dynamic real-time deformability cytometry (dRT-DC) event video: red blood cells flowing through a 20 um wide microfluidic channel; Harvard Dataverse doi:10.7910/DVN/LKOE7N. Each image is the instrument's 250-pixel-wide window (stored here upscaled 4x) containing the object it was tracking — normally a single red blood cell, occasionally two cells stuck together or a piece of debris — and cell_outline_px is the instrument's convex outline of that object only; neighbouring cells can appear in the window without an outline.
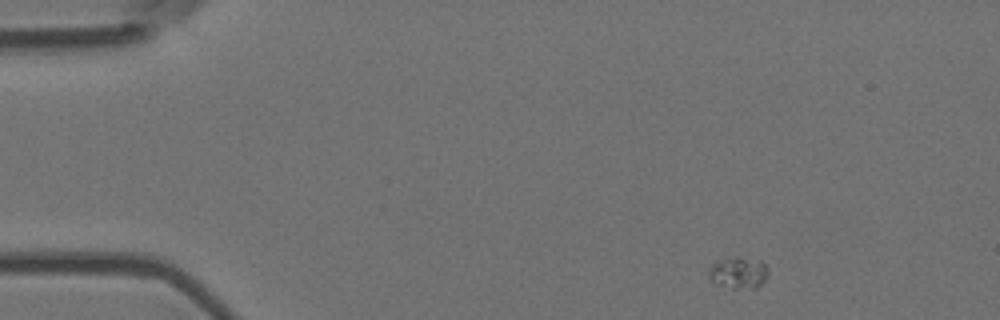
{"species": "Egyptian fruit bat (a non-hibernating species)", "species_latin": "Rousettus aegyptiacus", "temperature_condition": "room temperature", "stored_images_in_passage": 7, "camera_frame_rate_fps": 3000, "um_per_image_px": 0.085, "animal": {"sex": "female"}, "frame": {"image": 1, "passage_image": 1, "time_ms": 0.0, "image_size_px": [1000, 320], "cell_outline_px": [[768, 276], [756, 288], [732, 288], [716, 284], [712, 280], [708, 272], [708, 268], [712, 264], [720, 260], [736, 256], [760, 260], [768, 268]], "centroid_in_image_um": [62.78, 23.17], "position_along_channel_um": 22.2, "area_um2": 10.92}}